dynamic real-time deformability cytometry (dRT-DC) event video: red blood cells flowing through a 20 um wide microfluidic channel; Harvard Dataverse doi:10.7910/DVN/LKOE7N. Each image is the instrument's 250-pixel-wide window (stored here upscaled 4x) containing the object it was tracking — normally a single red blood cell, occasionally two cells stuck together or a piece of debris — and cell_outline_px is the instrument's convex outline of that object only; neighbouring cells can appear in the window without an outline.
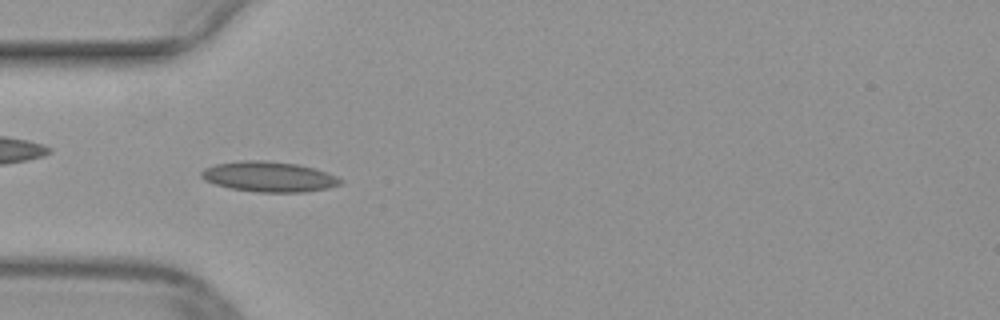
{"species": "common noctule bat (a hibernating species)", "species_latin": "Nyctalus noctula", "temperature_condition": "warm", "stored_images_in_passage": 50, "camera_frame_rate_fps": 3000, "um_per_image_px": 0.085, "animal": {"sex": "female", "body_mass_g": 29.2, "forearm_length_mm": 56.3}, "frame": {"image": 1, "passage_image": 15, "time_ms": 4.667, "image_size_px": [1000, 320], "cell_outline_px": [[344, 180], [340, 184], [328, 188], [304, 192], [256, 192], [228, 188], [204, 180], [200, 176], [200, 172], [204, 168], [216, 164], [240, 160], [264, 160], [296, 164], [316, 168], [336, 176]], "centroid_in_image_um": [22.84, 15.02], "position_along_channel_um": 62.2, "area_um2": 24.68}}
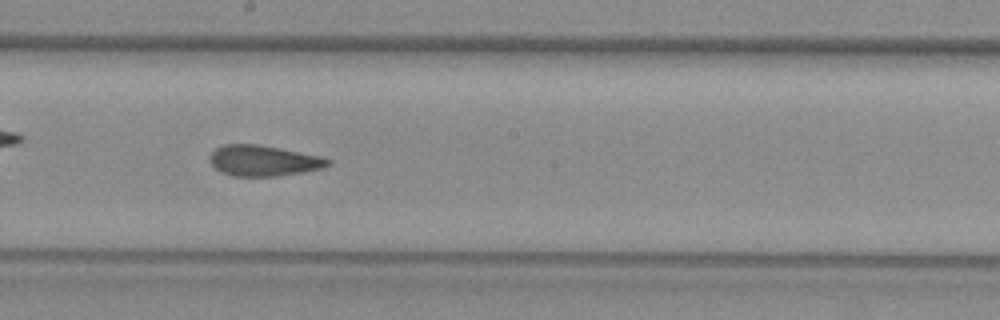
{"frame": {"image": 2, "passage_image": 27, "time_ms": 8.667, "image_size_px": [1000, 320], "cell_outline_px": [[332, 164], [324, 168], [276, 176], [232, 176], [220, 172], [208, 160], [208, 156], [216, 148], [224, 144], [260, 144], [324, 156], [332, 160]], "centroid_in_image_um": [22.42, 13.64], "position_along_channel_um": 225.8, "area_um2": 21.5}}
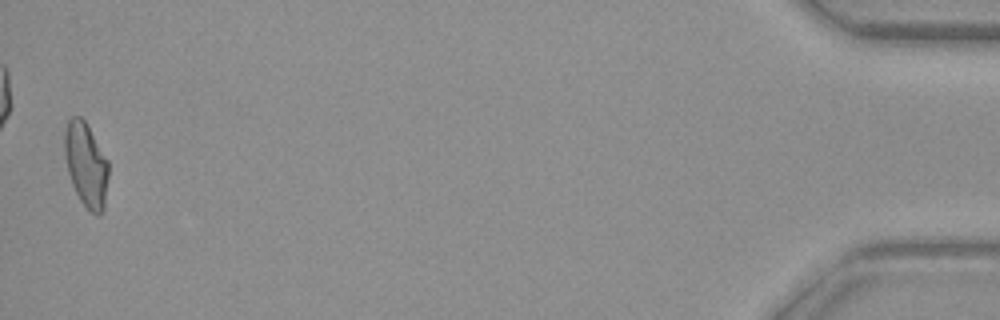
{"frame": {"image": 3, "passage_image": 49, "time_ms": 16.0, "image_size_px": [1000, 320], "cell_outline_px": [[108, 176], [104, 208], [100, 216], [96, 216], [80, 200], [72, 184], [68, 172], [64, 156], [64, 132], [68, 120], [72, 116], [80, 116], [84, 120], [108, 160]], "centroid_in_image_um": [7.3, 14.0], "position_along_channel_um": 427.9, "area_um2": 21.5}}